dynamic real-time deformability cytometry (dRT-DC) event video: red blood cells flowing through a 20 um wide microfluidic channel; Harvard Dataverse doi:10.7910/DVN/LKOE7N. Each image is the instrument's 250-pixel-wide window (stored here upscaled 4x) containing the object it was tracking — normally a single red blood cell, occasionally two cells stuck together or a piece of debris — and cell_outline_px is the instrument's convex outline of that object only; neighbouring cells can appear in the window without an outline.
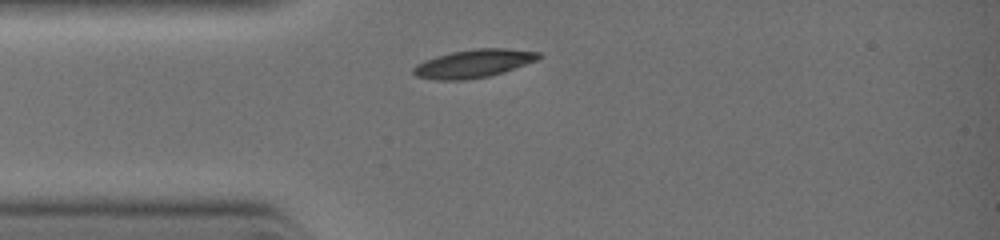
{"species": "common noctule bat (a hibernating species)", "species_latin": "Nyctalus noctula", "temperature_condition": "warm", "stored_images_in_passage": 1, "camera_frame_rate_fps": 3000, "um_per_image_px": 0.085, "animal": {"sex": "female", "body_mass_g": 19.0, "forearm_length_mm": 51.5}, "frame": {"image": 1, "passage_image": 1, "time_ms": 0.0, "image_size_px": [1000, 240], "cell_outline_px": [[544, 56], [536, 60], [504, 72], [488, 76], [464, 80], [432, 80], [416, 76], [412, 72], [412, 68], [416, 64], [424, 60], [436, 56], [452, 52], [476, 48], [508, 48], [540, 52]], "centroid_in_image_um": [40.24, 5.4], "position_along_channel_um": 44.8, "area_um2": 20.69}}